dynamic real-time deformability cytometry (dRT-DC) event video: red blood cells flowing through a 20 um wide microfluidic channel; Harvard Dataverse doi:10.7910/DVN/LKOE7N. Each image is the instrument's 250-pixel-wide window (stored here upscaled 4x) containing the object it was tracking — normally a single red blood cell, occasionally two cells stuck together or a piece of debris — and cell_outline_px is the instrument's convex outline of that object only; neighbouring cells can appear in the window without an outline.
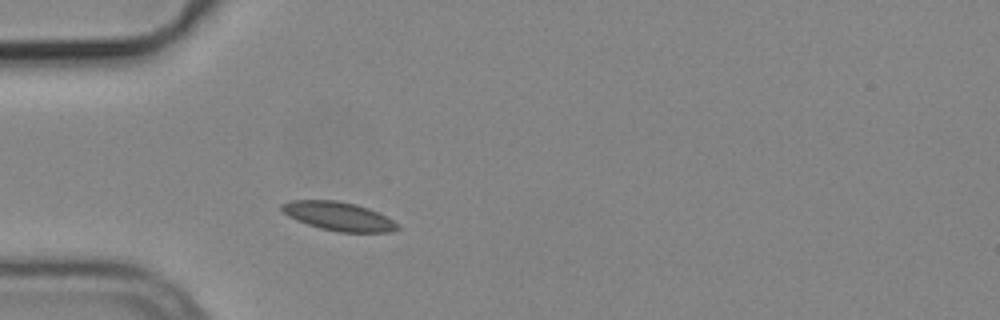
{"species": "common noctule bat (a hibernating species)", "species_latin": "Nyctalus noctula", "temperature_condition": "cold", "stored_images_in_passage": 1, "camera_frame_rate_fps": 3000, "um_per_image_px": 0.085, "animal": {"sex": "male", "body_mass_g": 19.2, "forearm_length_mm": 51.8}, "frame": {"image": 1, "passage_image": 1, "time_ms": 0.0, "image_size_px": [1000, 320], "cell_outline_px": [[400, 228], [392, 232], [340, 232], [320, 228], [296, 220], [288, 216], [280, 208], [280, 204], [292, 200], [336, 200], [356, 204], [368, 208], [400, 224]], "centroid_in_image_um": [28.77, 18.38], "position_along_channel_um": 56.2, "area_um2": 19.31}}